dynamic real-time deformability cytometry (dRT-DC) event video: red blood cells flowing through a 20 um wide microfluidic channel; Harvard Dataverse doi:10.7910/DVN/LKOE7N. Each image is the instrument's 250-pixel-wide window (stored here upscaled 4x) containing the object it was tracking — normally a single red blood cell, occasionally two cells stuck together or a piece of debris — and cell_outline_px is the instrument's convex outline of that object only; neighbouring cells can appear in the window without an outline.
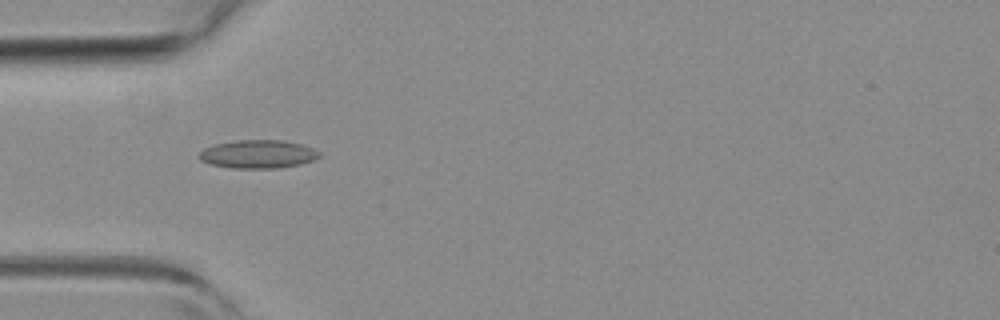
{"species": "common noctule bat (a hibernating species)", "species_latin": "Nyctalus noctula", "temperature_condition": "room temperature", "stored_images_in_passage": 44, "camera_frame_rate_fps": 3000, "um_per_image_px": 0.085, "animal": {"sex": "female", "body_mass_g": 19.3, "forearm_length_mm": 54.1}, "frame": {"image": 1, "passage_image": 8, "time_ms": 2.333, "image_size_px": [1000, 320], "cell_outline_px": [[320, 156], [312, 160], [300, 164], [276, 168], [232, 168], [208, 164], [200, 160], [196, 156], [204, 148], [216, 144], [236, 140], [284, 140], [300, 144], [312, 148], [320, 152]], "centroid_in_image_um": [21.88, 13.1], "position_along_channel_um": 63.1, "area_um2": 19.83}}
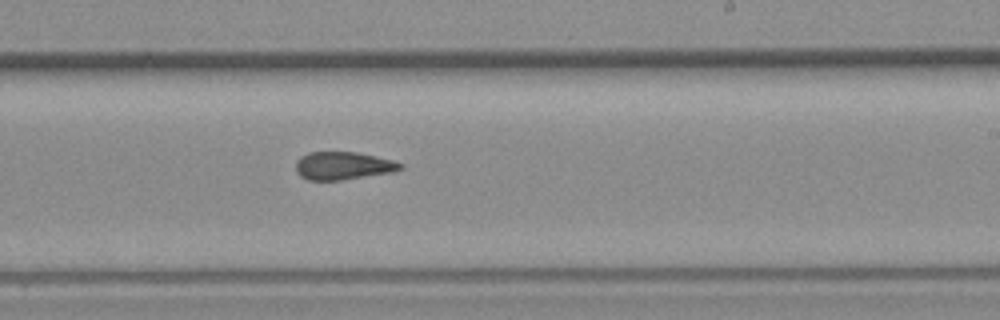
{"frame": {"image": 2, "passage_image": 23, "time_ms": 7.333, "image_size_px": [1000, 320], "cell_outline_px": [[404, 168], [392, 172], [340, 180], [308, 180], [300, 176], [296, 172], [296, 160], [300, 156], [308, 152], [356, 152], [392, 160], [404, 164]], "centroid_in_image_um": [29.13, 14.08], "position_along_channel_um": 259.9, "area_um2": 16.99}}
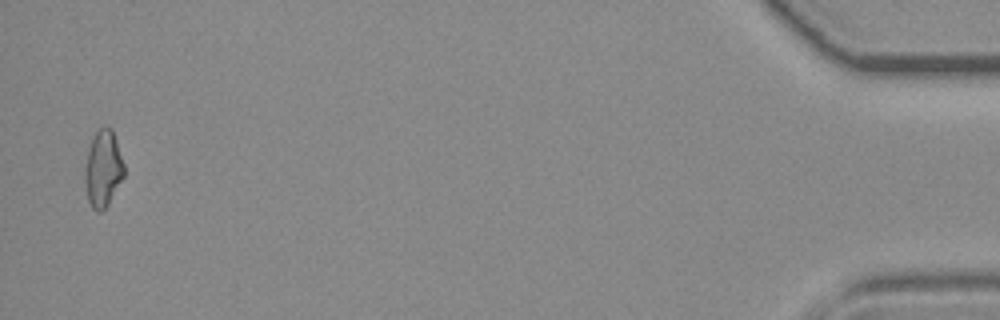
{"frame": {"image": 3, "passage_image": 43, "time_ms": 14.0, "image_size_px": [1000, 320], "cell_outline_px": [[124, 176], [108, 204], [100, 212], [96, 212], [92, 208], [88, 200], [84, 180], [84, 168], [92, 136], [100, 128], [112, 128], [124, 164]], "centroid_in_image_um": [8.75, 14.36], "position_along_channel_um": 426.5, "area_um2": 17.4}, "authors_computed_cell_mechanics": {"area_um2": 17.6001, "velocity_mm_per_s": 3.9466, "shape_relaxation_time_tau1_ms": null, "shape_relaxation_time_tau2_ms": 2.7725, "deformation_change_tau1": null, "deformation_change_tau2": 0.1116}}